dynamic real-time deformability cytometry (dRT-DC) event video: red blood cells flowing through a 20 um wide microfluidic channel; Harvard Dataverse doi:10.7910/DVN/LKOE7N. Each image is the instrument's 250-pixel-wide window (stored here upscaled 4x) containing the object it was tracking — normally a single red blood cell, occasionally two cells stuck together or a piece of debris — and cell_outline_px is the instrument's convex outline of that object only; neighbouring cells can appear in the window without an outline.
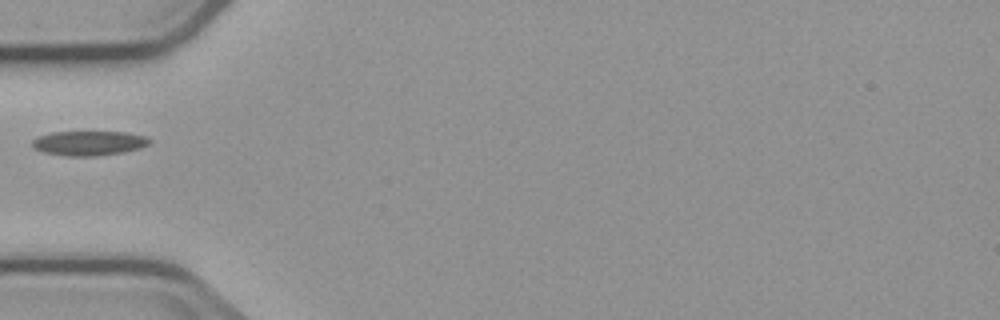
{"species": "common noctule bat (a hibernating species)", "species_latin": "Nyctalus noctula", "temperature_condition": "cold", "stored_images_in_passage": 2, "camera_frame_rate_fps": 3000, "um_per_image_px": 0.085, "animal": {"sex": "male", "body_mass_g": 23.1, "forearm_length_mm": 52.7}, "frame": {"image": 1, "passage_image": 1, "time_ms": 0.0, "image_size_px": [1000, 320], "cell_outline_px": [[152, 140], [148, 144], [140, 148], [120, 152], [96, 156], [68, 156], [44, 152], [36, 148], [32, 144], [32, 140], [40, 136], [52, 132], [124, 132], [148, 136]], "centroid_in_image_um": [7.59, 12.16], "position_along_channel_um": 77.4, "area_um2": 16.59}}
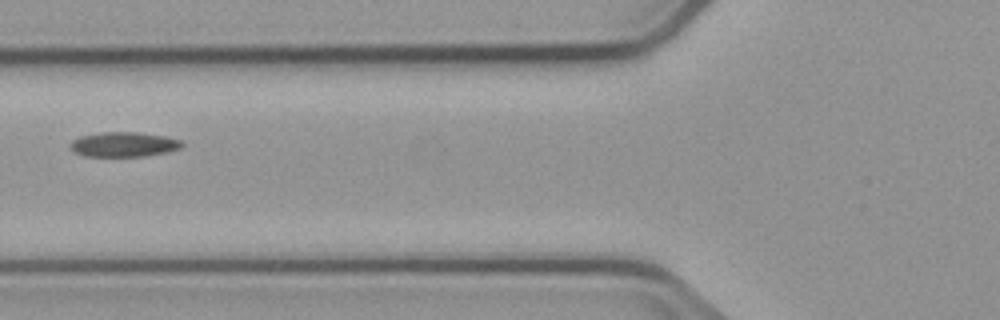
{"frame": {"image": 2, "passage_image": 2, "time_ms": 1.0, "image_size_px": [1000, 320], "cell_outline_px": [[184, 144], [180, 148], [168, 152], [144, 156], [84, 156], [76, 152], [72, 148], [72, 140], [80, 136], [100, 132], [136, 132], [164, 136], [180, 140]], "centroid_in_image_um": [10.54, 12.27], "position_along_channel_um": 115.3, "area_um2": 15.95}}